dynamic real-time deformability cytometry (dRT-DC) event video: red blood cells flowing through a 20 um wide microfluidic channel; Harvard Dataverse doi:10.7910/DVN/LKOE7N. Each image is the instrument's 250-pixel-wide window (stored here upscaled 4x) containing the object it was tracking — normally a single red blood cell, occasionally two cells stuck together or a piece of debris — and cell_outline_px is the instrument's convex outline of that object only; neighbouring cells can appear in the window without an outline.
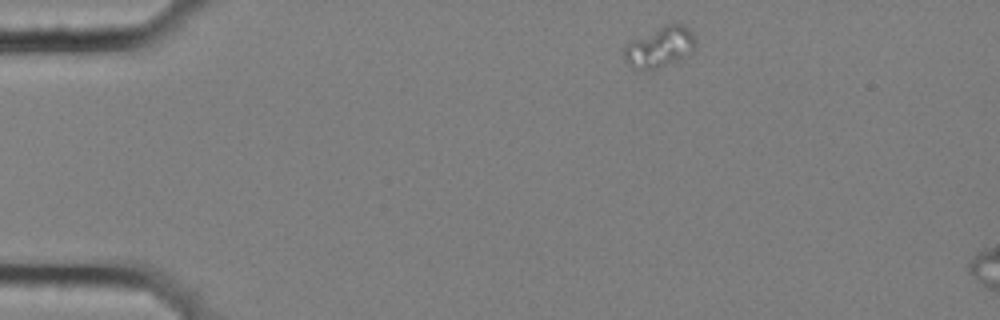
{"species": "common noctule bat (a hibernating species)", "species_latin": "Nyctalus noctula", "temperature_condition": "cold", "stored_images_in_passage": 3, "segment_of_instrument_passage": [1, 2], "camera_frame_rate_fps": 3000, "um_per_image_px": 0.085, "animal": {"sex": "female", "body_mass_g": 25.1}, "frame": {"image": 1, "passage_image": 1, "time_ms": 0.0, "image_size_px": [1000, 320], "cell_outline_px": [[696, 48], [692, 52], [676, 60], [656, 68], [640, 72], [632, 68], [624, 60], [624, 44], [632, 40], [668, 24], [684, 24], [692, 32], [696, 40]], "centroid_in_image_um": [56.06, 4.02], "position_along_channel_um": 28.9, "area_um2": 16.82}}